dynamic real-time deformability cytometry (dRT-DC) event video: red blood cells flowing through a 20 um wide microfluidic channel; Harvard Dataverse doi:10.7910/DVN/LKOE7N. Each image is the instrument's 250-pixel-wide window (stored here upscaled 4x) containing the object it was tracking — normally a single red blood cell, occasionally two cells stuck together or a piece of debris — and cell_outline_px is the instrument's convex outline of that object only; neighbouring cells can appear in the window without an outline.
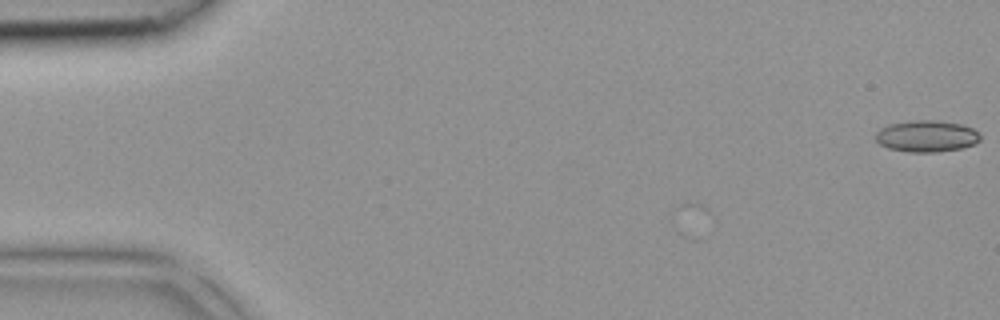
{"species": "common noctule bat (a hibernating species)", "species_latin": "Nyctalus noctula", "temperature_condition": "room temperature", "stored_images_in_passage": 4, "camera_frame_rate_fps": 3000, "um_per_image_px": 0.085, "animal": {"sex": "female", "body_mass_g": 18.4}, "frame": {"image": 1, "passage_image": 4, "time_ms": 1.0, "image_size_px": [1000, 320], "cell_outline_px": [[980, 140], [976, 144], [960, 148], [936, 152], [908, 152], [888, 148], [880, 144], [876, 140], [876, 132], [880, 128], [888, 124], [912, 120], [940, 120], [964, 124], [972, 128], [980, 136]], "centroid_in_image_um": [78.76, 11.56], "position_along_channel_um": 6.2, "area_um2": 19.42}}